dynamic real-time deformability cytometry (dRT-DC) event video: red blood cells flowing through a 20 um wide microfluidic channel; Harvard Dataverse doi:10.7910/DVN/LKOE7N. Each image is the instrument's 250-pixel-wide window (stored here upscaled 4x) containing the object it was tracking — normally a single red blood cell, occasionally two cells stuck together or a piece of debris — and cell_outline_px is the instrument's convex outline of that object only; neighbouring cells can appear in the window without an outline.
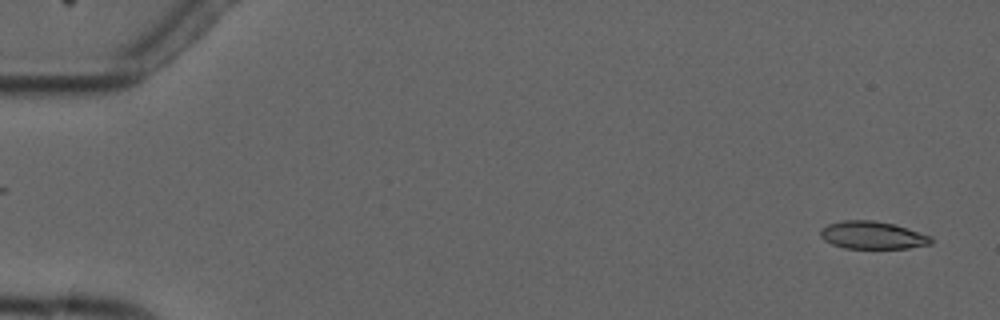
{"species": "common noctule bat (a hibernating species)", "species_latin": "Nyctalus noctula", "temperature_condition": "cold", "stored_images_in_passage": 2, "camera_frame_rate_fps": 3000, "um_per_image_px": 0.085, "animal": {"sex": "male", "forearm_length_mm": 52.5}, "frame": {"image": 1, "passage_image": 2, "time_ms": 2.0, "image_size_px": [1000, 320], "cell_outline_px": [[932, 244], [908, 248], [844, 248], [832, 244], [824, 240], [820, 236], [820, 232], [828, 224], [844, 220], [872, 220], [892, 224], [908, 228], [932, 236]], "centroid_in_image_um": [74.19, 19.99], "position_along_channel_um": 10.8, "area_um2": 17.74}}